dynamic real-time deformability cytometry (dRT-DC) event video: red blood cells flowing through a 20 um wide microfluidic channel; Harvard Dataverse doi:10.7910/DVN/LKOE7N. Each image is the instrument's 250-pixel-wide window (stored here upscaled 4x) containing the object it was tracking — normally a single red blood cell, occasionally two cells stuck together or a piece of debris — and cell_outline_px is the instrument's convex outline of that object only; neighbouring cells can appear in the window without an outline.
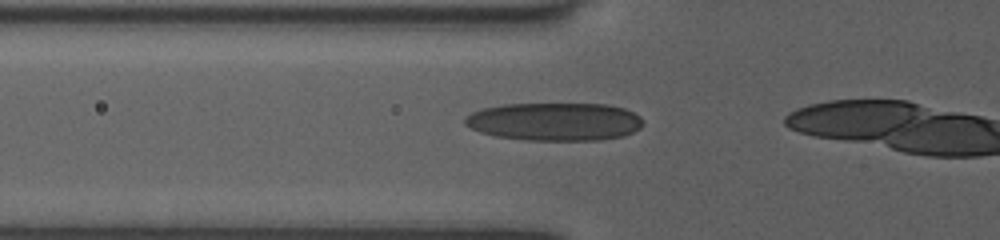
{"species": "human", "species_latin": "Homo sapiens", "temperature_condition": "room temperature", "stored_images_in_passage": 17, "camera_frame_rate_fps": 3000, "um_per_image_px": 0.085, "donor": {"sex": "female"}, "frame": {"image": 1, "passage_image": 16, "time_ms": 5.0, "image_size_px": [1000, 240], "cell_outline_px": [[644, 124], [640, 128], [624, 136], [600, 140], [524, 140], [496, 136], [480, 132], [464, 124], [464, 120], [472, 112], [484, 108], [504, 104], [608, 104], [624, 108], [640, 116], [644, 120]], "centroid_in_image_um": [47.19, 10.34], "position_along_channel_um": 78.6, "area_um2": 39.59}}